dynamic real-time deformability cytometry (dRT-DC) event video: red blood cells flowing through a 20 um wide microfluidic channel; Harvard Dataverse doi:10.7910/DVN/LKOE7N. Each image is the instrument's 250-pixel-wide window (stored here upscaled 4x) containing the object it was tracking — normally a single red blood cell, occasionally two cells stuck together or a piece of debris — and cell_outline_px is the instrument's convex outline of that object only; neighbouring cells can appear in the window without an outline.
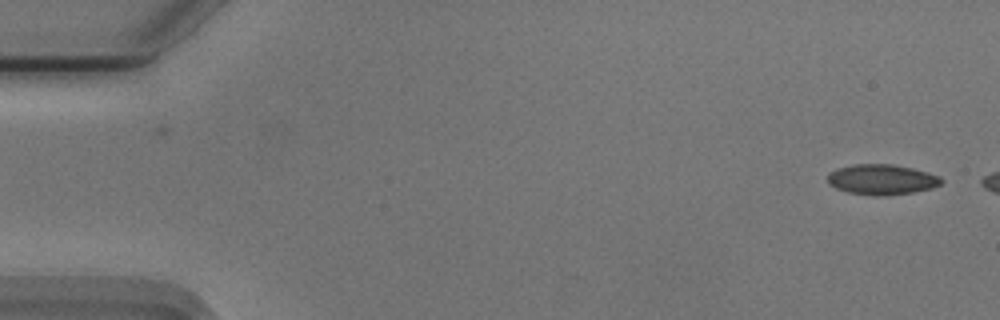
{"species": "Egyptian fruit bat (a non-hibernating species)", "species_latin": "Rousettus aegyptiacus", "temperature_condition": "cold", "stored_images_in_passage": 11, "camera_frame_rate_fps": 3000, "um_per_image_px": 0.085, "animal": {"sex": "male"}, "frame": {"image": 1, "passage_image": 1, "time_ms": 0.0, "image_size_px": [1000, 320], "cell_outline_px": [[944, 180], [940, 184], [932, 188], [912, 192], [888, 196], [876, 196], [848, 192], [836, 188], [828, 184], [828, 172], [836, 168], [852, 164], [892, 164], [912, 168], [928, 172], [940, 176]], "centroid_in_image_um": [74.94, 15.25], "position_along_channel_um": 10.1, "area_um2": 20.29}}